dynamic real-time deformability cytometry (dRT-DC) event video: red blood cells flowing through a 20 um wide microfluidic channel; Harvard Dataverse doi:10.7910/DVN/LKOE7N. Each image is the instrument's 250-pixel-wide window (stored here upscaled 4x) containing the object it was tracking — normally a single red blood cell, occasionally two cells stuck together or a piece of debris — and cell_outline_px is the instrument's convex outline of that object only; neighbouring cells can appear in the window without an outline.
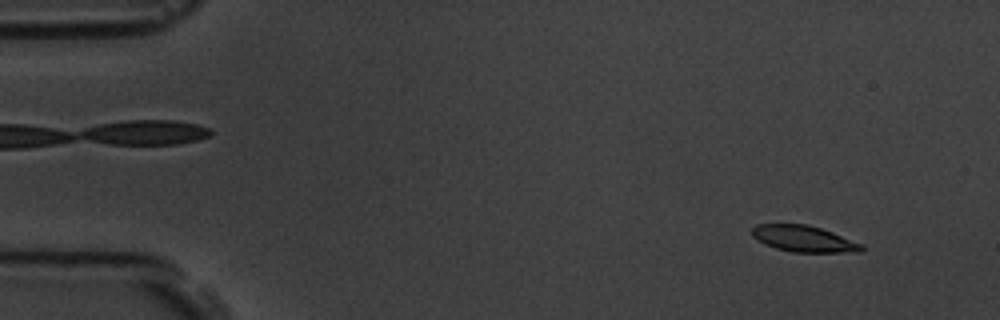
{"species": "common noctule bat (a hibernating species)", "species_latin": "Nyctalus noctula", "temperature_condition": "room temperature", "stored_images_in_passage": 9, "camera_frame_rate_fps": 3000, "um_per_image_px": 0.085, "animal": {"sex": "male", "body_mass_g": 19.5, "forearm_length_mm": 54.6}, "frame": {"image": 1, "passage_image": 1, "time_ms": 0.0, "image_size_px": [1000, 320], "cell_outline_px": [[864, 248], [860, 252], [792, 252], [776, 248], [764, 244], [756, 240], [752, 236], [752, 228], [756, 224], [808, 224], [832, 232], [864, 244]], "centroid_in_image_um": [68.32, 20.29], "position_along_channel_um": 16.7, "area_um2": 16.88}}
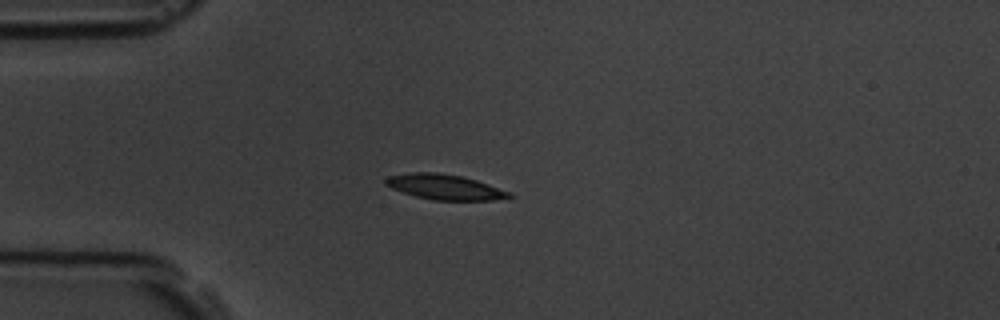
{"frame": {"image": 2, "passage_image": 4, "time_ms": 3.333, "image_size_px": [1000, 320], "cell_outline_px": [[512, 196], [492, 200], [436, 200], [416, 196], [392, 188], [384, 184], [384, 180], [388, 176], [412, 172], [436, 172], [460, 176], [476, 180], [512, 192]], "centroid_in_image_um": [37.79, 15.88], "position_along_channel_um": 47.2, "area_um2": 17.92}}
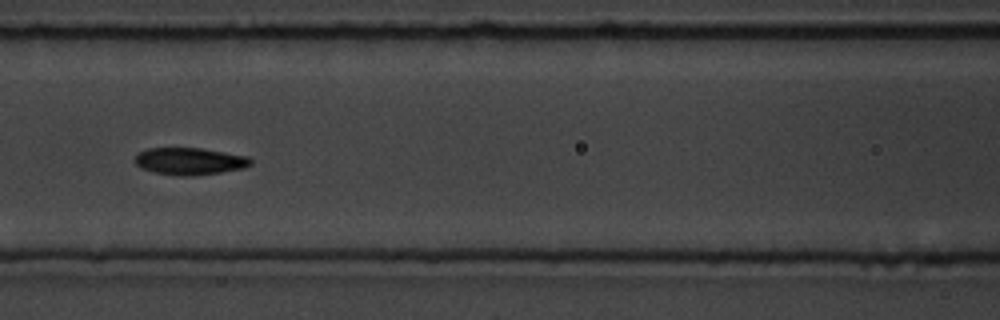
{"frame": {"image": 3, "passage_image": 7, "time_ms": 6.667, "image_size_px": [1000, 320], "cell_outline_px": [[252, 164], [244, 168], [220, 172], [192, 176], [180, 176], [152, 172], [140, 168], [136, 164], [136, 152], [148, 148], [200, 148], [248, 156], [252, 160]], "centroid_in_image_um": [16.1, 13.7], "position_along_channel_um": 150.5, "area_um2": 18.38}}